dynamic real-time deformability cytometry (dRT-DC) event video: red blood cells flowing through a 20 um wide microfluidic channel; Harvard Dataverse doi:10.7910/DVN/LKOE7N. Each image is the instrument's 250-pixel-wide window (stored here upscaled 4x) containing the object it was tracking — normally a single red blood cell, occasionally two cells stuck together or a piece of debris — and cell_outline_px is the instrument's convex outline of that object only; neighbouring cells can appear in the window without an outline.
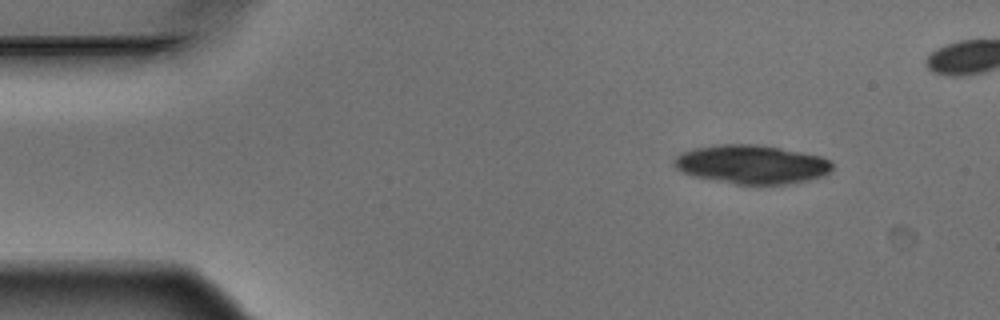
{"species": "Egyptian fruit bat (a non-hibernating species)", "species_latin": "Rousettus aegyptiacus", "temperature_condition": "warm", "stored_images_in_passage": 7, "camera_frame_rate_fps": 3000, "um_per_image_px": 0.085, "animal": {"sex": "male"}, "frame": {"image": 1, "passage_image": 1, "time_ms": 0.0, "image_size_px": [1000, 320], "cell_outline_px": [[832, 168], [828, 172], [820, 176], [804, 180], [784, 184], [736, 184], [692, 176], [680, 172], [672, 164], [672, 160], [680, 152], [696, 148], [720, 144], [756, 144], [780, 148], [820, 156], [832, 160]], "centroid_in_image_um": [63.81, 13.96], "position_along_channel_um": 21.2, "area_um2": 35.6}}
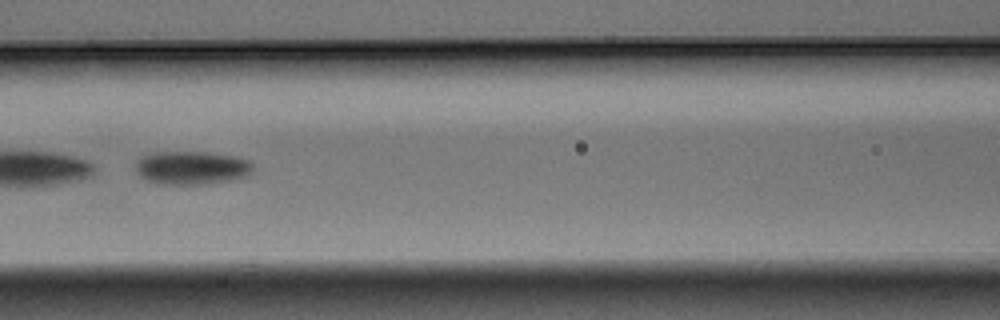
{"frame": {"image": 2, "passage_image": 6, "time_ms": 1.667, "image_size_px": [1000, 320], "cell_outline_px": [[252, 172], [248, 176], [232, 180], [204, 184], [156, 184], [140, 176], [136, 172], [136, 160], [140, 156], [152, 152], [204, 152], [236, 156], [248, 160], [252, 164]], "centroid_in_image_um": [16.27, 14.26], "position_along_channel_um": 150.3, "area_um2": 23.06}}
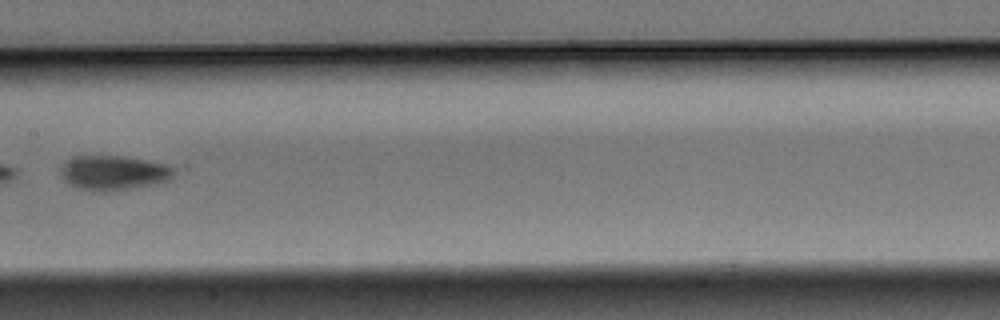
{"frame": {"image": 3, "passage_image": 7, "time_ms": 2.0, "image_size_px": [1000, 320], "cell_outline_px": [[176, 172], [168, 180], [156, 184], [136, 188], [104, 192], [92, 192], [76, 188], [64, 180], [60, 176], [60, 172], [64, 164], [68, 160], [76, 156], [120, 156], [168, 164], [176, 168]], "centroid_in_image_um": [9.67, 14.71], "position_along_channel_um": 197.7, "area_um2": 23.12}}